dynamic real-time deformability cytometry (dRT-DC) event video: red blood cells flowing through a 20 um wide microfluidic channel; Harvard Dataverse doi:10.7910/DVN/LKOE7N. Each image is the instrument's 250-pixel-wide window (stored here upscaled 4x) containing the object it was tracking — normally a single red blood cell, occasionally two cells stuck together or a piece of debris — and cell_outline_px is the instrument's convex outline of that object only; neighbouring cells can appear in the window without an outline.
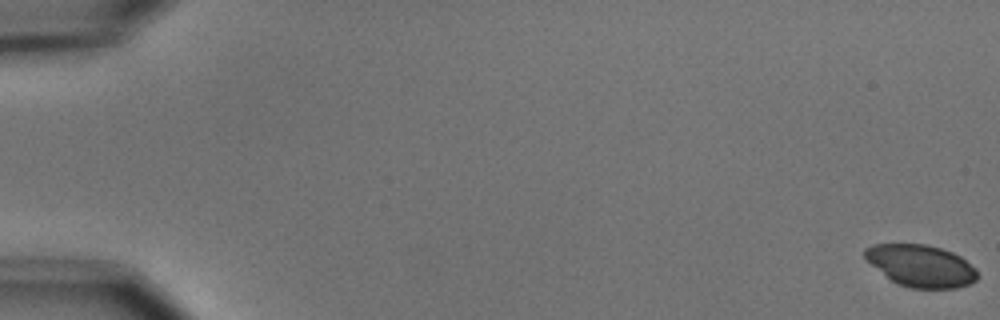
{"species": "common noctule bat (a hibernating species)", "species_latin": "Nyctalus noctula", "temperature_condition": "cold", "stored_images_in_passage": 5, "camera_frame_rate_fps": 3000, "um_per_image_px": 0.085, "animal": {"sex": "male", "body_mass_g": 15.6}, "frame": {"image": 1, "passage_image": 1, "time_ms": 0.0, "image_size_px": [1000, 320], "cell_outline_px": [[976, 280], [972, 284], [956, 288], [912, 288], [896, 284], [864, 260], [864, 248], [872, 244], [924, 244], [940, 248], [952, 252], [960, 256], [976, 268]], "centroid_in_image_um": [78.24, 22.59], "position_along_channel_um": 6.8, "area_um2": 27.74}}